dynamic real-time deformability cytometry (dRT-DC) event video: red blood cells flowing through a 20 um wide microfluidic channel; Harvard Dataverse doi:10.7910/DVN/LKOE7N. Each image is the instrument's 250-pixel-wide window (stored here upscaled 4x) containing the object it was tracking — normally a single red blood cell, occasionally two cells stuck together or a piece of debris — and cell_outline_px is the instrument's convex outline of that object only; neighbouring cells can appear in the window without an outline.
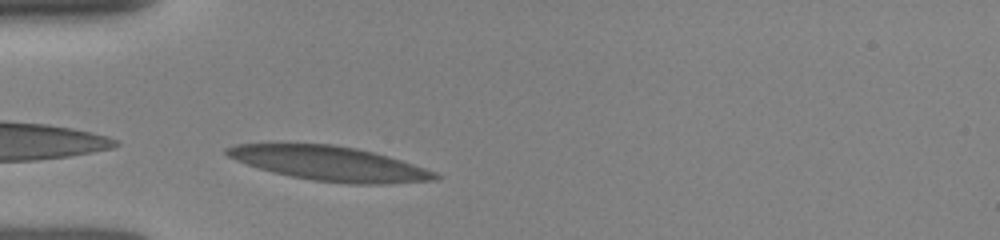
{"species": "human", "species_latin": "Homo sapiens", "temperature_condition": "room temperature", "stored_images_in_passage": 55, "camera_frame_rate_fps": 3000, "um_per_image_px": 0.085, "donor": {"sex": "female"}, "frame": {"image": 1, "passage_image": 1, "time_ms": 0.0, "image_size_px": [1000, 240], "cell_outline_px": [[440, 176], [436, 180], [388, 184], [348, 184], [312, 180], [272, 172], [236, 160], [228, 156], [224, 152], [224, 148], [236, 144], [332, 144], [356, 148], [388, 156], [436, 172]], "centroid_in_image_um": [28.03, 13.9], "position_along_channel_um": 57.0, "area_um2": 41.5}}
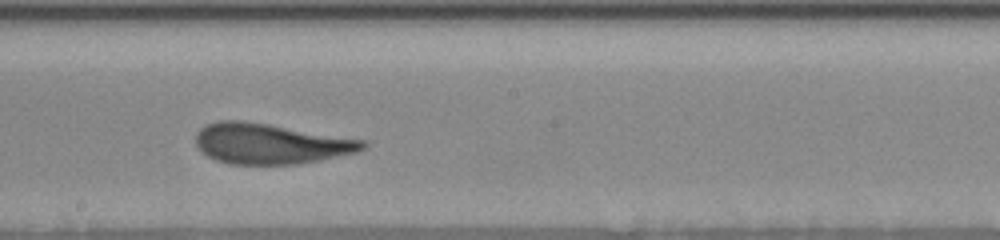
{"frame": {"image": 2, "passage_image": 19, "time_ms": 4.333, "image_size_px": [1000, 240], "cell_outline_px": [[368, 144], [364, 148], [356, 152], [320, 160], [300, 164], [228, 164], [216, 160], [200, 152], [196, 144], [196, 132], [204, 124], [216, 120], [240, 120], [268, 124], [368, 140]], "centroid_in_image_um": [22.97, 12.21], "position_along_channel_um": 225.2, "area_um2": 39.71}}
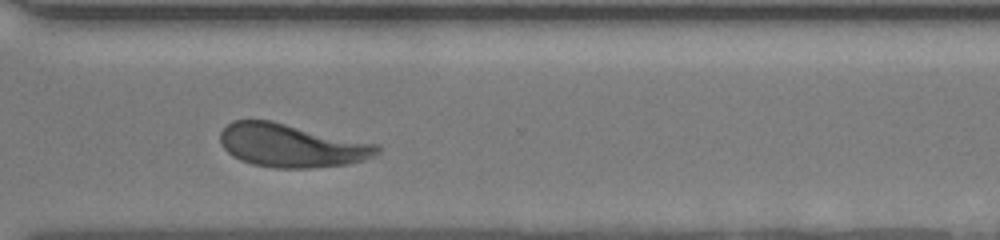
{"frame": {"image": 3, "passage_image": 43, "time_ms": 7.333, "image_size_px": [1000, 240], "cell_outline_px": [[380, 152], [376, 156], [364, 160], [348, 164], [308, 168], [272, 168], [252, 164], [240, 160], [232, 156], [220, 144], [220, 132], [232, 120], [272, 120], [380, 144]], "centroid_in_image_um": [24.8, 12.36], "position_along_channel_um": 345.8, "area_um2": 40.11}}